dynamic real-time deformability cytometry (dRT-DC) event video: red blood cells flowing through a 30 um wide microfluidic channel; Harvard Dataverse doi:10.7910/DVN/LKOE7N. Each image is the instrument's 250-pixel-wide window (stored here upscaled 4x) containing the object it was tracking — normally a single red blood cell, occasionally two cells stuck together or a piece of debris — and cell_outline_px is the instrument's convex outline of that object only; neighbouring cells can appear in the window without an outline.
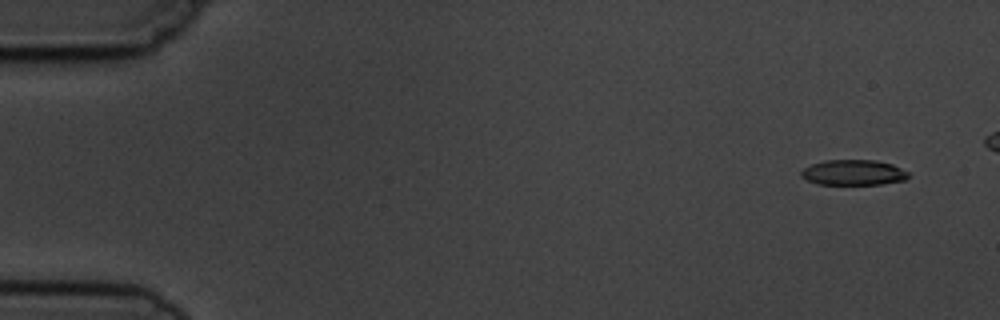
{"species": "common noctule bat (a hibernating species)", "species_latin": "Nyctalus noctula", "temperature_condition": "cold", "stored_images_in_passage": 7, "segment_of_instrument_passage": [1, 2], "camera_frame_rate_fps": 3000, "um_per_image_px": 0.085, "animal": {"sex": "male", "body_mass_g": 19.5, "forearm_length_mm": 54.6}, "frame": {"image": 1, "passage_image": 1, "time_ms": 0.0, "image_size_px": [1000, 320], "cell_outline_px": [[908, 176], [904, 180], [880, 184], [816, 184], [800, 176], [800, 172], [804, 168], [812, 164], [824, 160], [876, 160], [892, 164], [908, 172]], "centroid_in_image_um": [72.51, 14.66], "position_along_channel_um": 12.5, "area_um2": 15.78}}
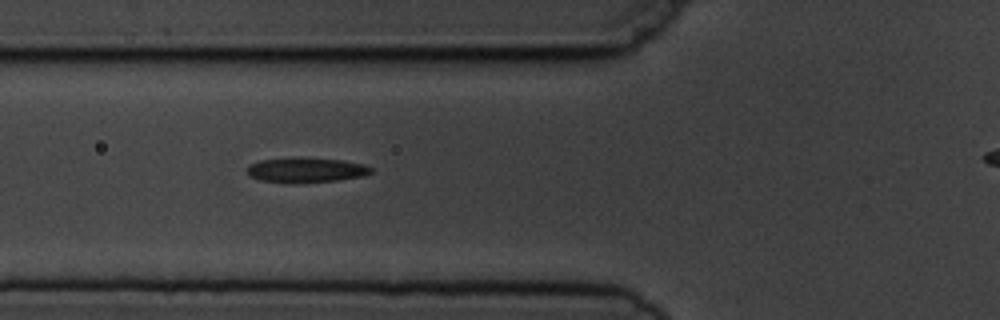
{"frame": {"image": 2, "passage_image": 6, "time_ms": 5.667, "image_size_px": [1000, 320], "cell_outline_px": [[372, 172], [364, 176], [336, 180], [260, 180], [248, 176], [248, 164], [260, 160], [344, 160], [364, 164], [372, 168]], "centroid_in_image_um": [26.08, 14.44], "position_along_channel_um": 99.7, "area_um2": 16.18}}